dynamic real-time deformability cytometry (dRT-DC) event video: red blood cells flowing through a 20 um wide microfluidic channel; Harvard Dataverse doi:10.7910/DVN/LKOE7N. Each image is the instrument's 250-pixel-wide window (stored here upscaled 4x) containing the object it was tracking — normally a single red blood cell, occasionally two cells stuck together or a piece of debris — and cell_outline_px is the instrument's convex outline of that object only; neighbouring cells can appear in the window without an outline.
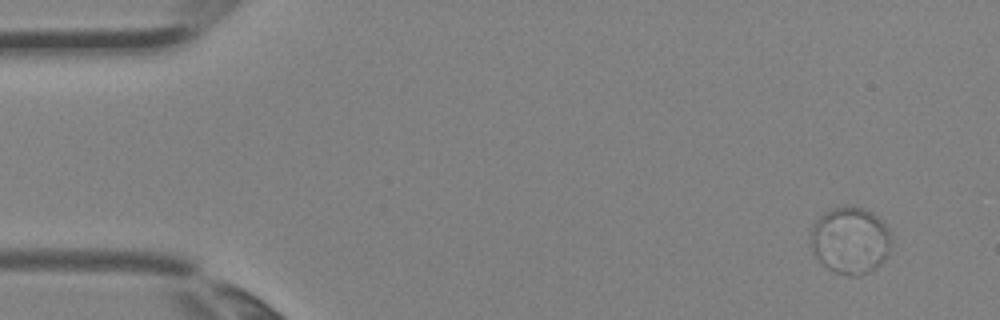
{"species": "Egyptian fruit bat (a non-hibernating species)", "species_latin": "Rousettus aegyptiacus", "temperature_condition": "room temperature", "stored_images_in_passage": 4, "segment_of_instrument_passage": [2, 2], "camera_frame_rate_fps": 3000, "um_per_image_px": 0.085, "animal": {"sex": "female"}, "frame": {"image": 1, "passage_image": 4, "time_ms": 1.0, "image_size_px": [1000, 320], "cell_outline_px": [[888, 252], [880, 264], [860, 276], [848, 276], [836, 272], [828, 268], [812, 252], [812, 224], [824, 212], [832, 208], [848, 204], [864, 208], [872, 212], [888, 228]], "centroid_in_image_um": [72.23, 20.4], "position_along_channel_um": 12.8, "area_um2": 31.04}}